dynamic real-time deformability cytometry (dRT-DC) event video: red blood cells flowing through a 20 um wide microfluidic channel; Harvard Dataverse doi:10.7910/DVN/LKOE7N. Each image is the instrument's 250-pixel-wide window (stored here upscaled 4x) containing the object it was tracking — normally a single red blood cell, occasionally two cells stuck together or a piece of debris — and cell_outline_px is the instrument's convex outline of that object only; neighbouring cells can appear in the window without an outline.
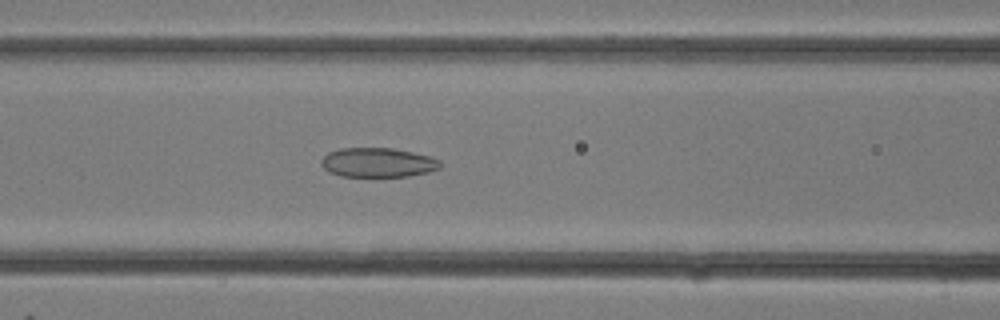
{"species": "common noctule bat (a hibernating species)", "species_latin": "Nyctalus noctula", "temperature_condition": "room temperature", "stored_images_in_passage": 8, "camera_frame_rate_fps": 3000, "um_per_image_px": 0.085, "animal": {"sex": "female"}, "frame": {"image": 1, "passage_image": 6, "time_ms": 1.667, "image_size_px": [1000, 320], "cell_outline_px": [[440, 168], [428, 172], [408, 176], [340, 176], [328, 172], [320, 164], [320, 160], [328, 152], [340, 148], [392, 148], [432, 156], [440, 160]], "centroid_in_image_um": [32.1, 13.81], "position_along_channel_um": 134.5, "area_um2": 20.46}}
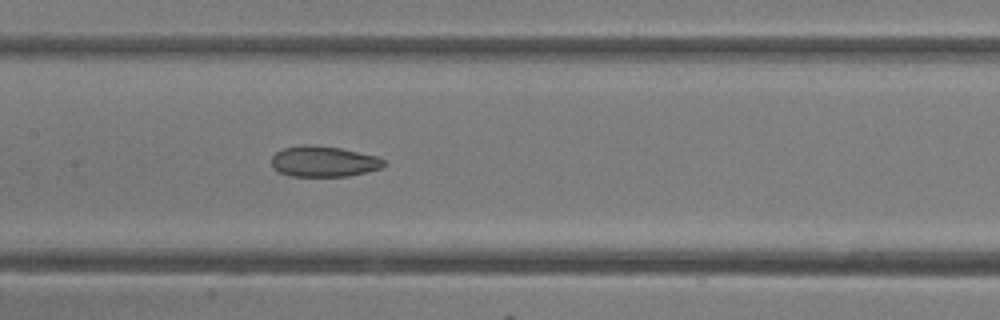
{"frame": {"image": 2, "passage_image": 8, "time_ms": 2.333, "image_size_px": [1000, 320], "cell_outline_px": [[388, 164], [380, 168], [348, 176], [288, 176], [272, 168], [272, 156], [276, 152], [284, 148], [304, 144], [340, 148], [376, 156], [384, 160]], "centroid_in_image_um": [27.49, 13.73], "position_along_channel_um": 179.9, "area_um2": 20.0}}